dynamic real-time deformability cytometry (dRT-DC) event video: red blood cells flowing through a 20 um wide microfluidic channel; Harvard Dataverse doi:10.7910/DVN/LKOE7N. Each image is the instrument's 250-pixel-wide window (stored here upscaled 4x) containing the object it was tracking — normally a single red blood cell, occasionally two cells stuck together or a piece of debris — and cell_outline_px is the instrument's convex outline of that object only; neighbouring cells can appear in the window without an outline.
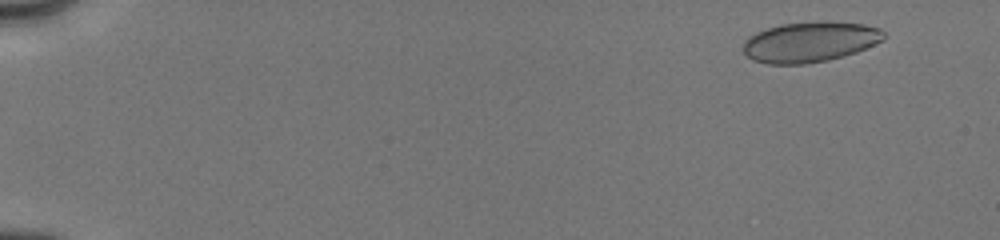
{"species": "human", "species_latin": "Homo sapiens", "temperature_condition": "cold", "stored_images_in_passage": 15, "camera_frame_rate_fps": 3000, "um_per_image_px": 0.085, "donor": {"sex": "male"}, "frame": {"image": 1, "passage_image": 3, "time_ms": 1.0, "image_size_px": [1000, 240], "cell_outline_px": [[888, 36], [884, 40], [856, 52], [828, 60], [804, 64], [768, 64], [752, 60], [744, 52], [744, 40], [748, 36], [756, 32], [780, 24], [820, 20], [864, 24], [880, 28]], "centroid_in_image_um": [68.87, 3.55], "position_along_channel_um": 16.1, "area_um2": 33.41}}
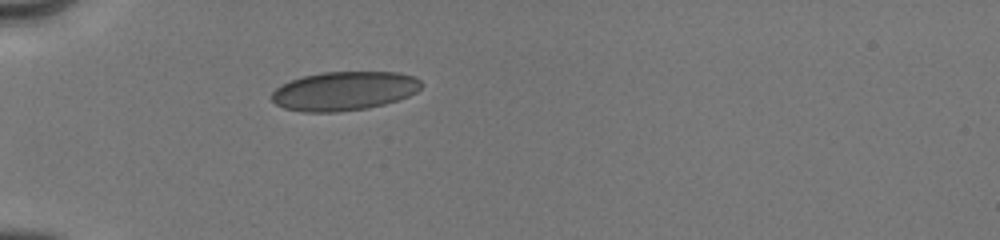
{"frame": {"image": 2, "passage_image": 12, "time_ms": 5.333, "image_size_px": [1000, 240], "cell_outline_px": [[424, 84], [416, 92], [408, 96], [384, 104], [368, 108], [336, 112], [304, 112], [284, 108], [276, 104], [272, 100], [272, 92], [276, 88], [292, 80], [304, 76], [324, 72], [400, 72], [416, 76]], "centroid_in_image_um": [29.29, 7.73], "position_along_channel_um": 55.7, "area_um2": 33.93}}
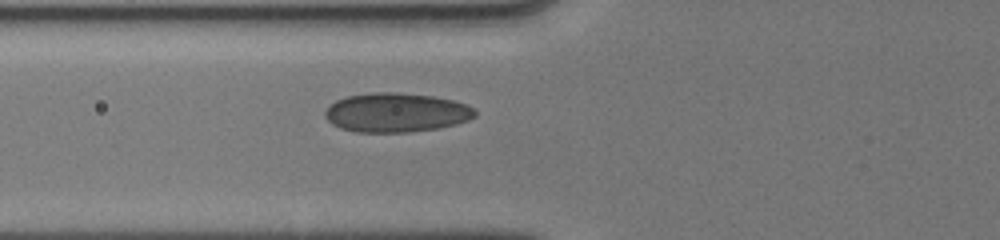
{"frame": {"image": 3, "passage_image": 15, "time_ms": 6.667, "image_size_px": [1000, 240], "cell_outline_px": [[476, 116], [468, 120], [456, 124], [440, 128], [408, 132], [356, 132], [340, 128], [332, 124], [324, 116], [324, 112], [336, 100], [348, 96], [376, 92], [392, 92], [432, 96], [452, 100], [468, 104], [476, 112]], "centroid_in_image_um": [33.69, 9.57], "position_along_channel_um": 92.1, "area_um2": 34.16}}